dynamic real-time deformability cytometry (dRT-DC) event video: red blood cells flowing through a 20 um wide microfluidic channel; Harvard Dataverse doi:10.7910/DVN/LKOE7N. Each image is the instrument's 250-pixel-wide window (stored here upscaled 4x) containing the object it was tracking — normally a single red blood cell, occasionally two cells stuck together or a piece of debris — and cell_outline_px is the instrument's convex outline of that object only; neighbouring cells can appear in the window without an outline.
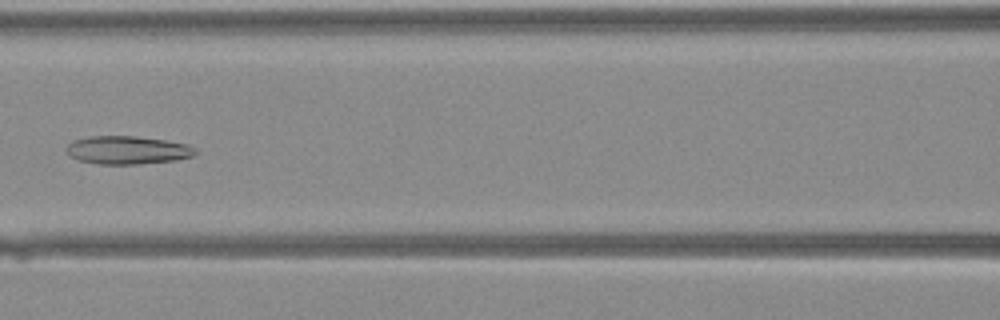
{"species": "Egyptian fruit bat (a non-hibernating species)", "species_latin": "Rousettus aegyptiacus", "temperature_condition": "warm", "stored_images_in_passage": 31, "camera_frame_rate_fps": 3000, "um_per_image_px": 0.085, "animal": {"sex": "female"}, "frame": {"image": 1, "passage_image": 12, "time_ms": 3.667, "image_size_px": [1000, 320], "cell_outline_px": [[196, 152], [192, 156], [176, 160], [140, 164], [100, 164], [80, 160], [72, 156], [64, 148], [72, 140], [88, 136], [136, 136], [164, 140], [188, 144], [196, 148]], "centroid_in_image_um": [10.83, 12.75], "position_along_channel_um": 155.8, "area_um2": 21.15}}
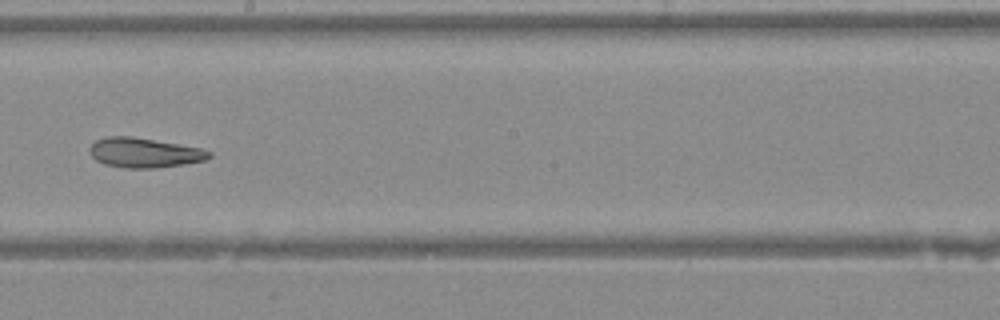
{"frame": {"image": 2, "passage_image": 17, "time_ms": 5.333, "image_size_px": [1000, 320], "cell_outline_px": [[212, 156], [204, 160], [184, 164], [156, 168], [124, 168], [104, 164], [96, 160], [88, 152], [88, 148], [96, 140], [108, 136], [132, 136], [200, 148], [212, 152]], "centroid_in_image_um": [12.23, 12.98], "position_along_channel_um": 236.0, "area_um2": 20.69}}
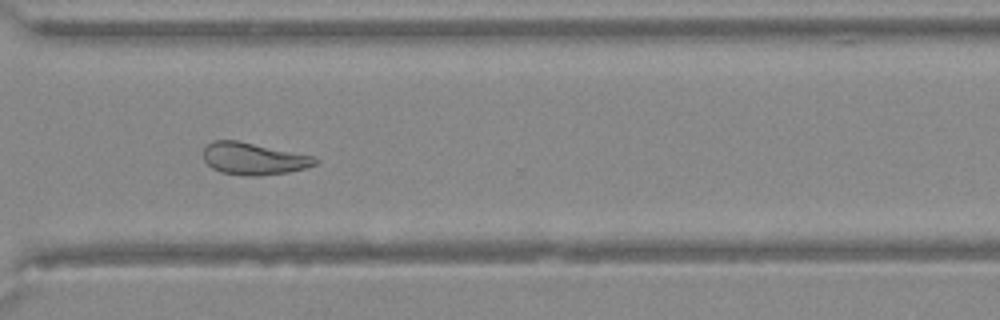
{"frame": {"image": 3, "passage_image": 24, "time_ms": 7.667, "image_size_px": [1000, 320], "cell_outline_px": [[320, 160], [316, 164], [304, 168], [288, 172], [260, 176], [248, 176], [220, 172], [212, 168], [204, 160], [204, 148], [212, 140], [236, 140], [316, 156]], "centroid_in_image_um": [21.58, 13.49], "position_along_channel_um": 349.0, "area_um2": 20.98}}